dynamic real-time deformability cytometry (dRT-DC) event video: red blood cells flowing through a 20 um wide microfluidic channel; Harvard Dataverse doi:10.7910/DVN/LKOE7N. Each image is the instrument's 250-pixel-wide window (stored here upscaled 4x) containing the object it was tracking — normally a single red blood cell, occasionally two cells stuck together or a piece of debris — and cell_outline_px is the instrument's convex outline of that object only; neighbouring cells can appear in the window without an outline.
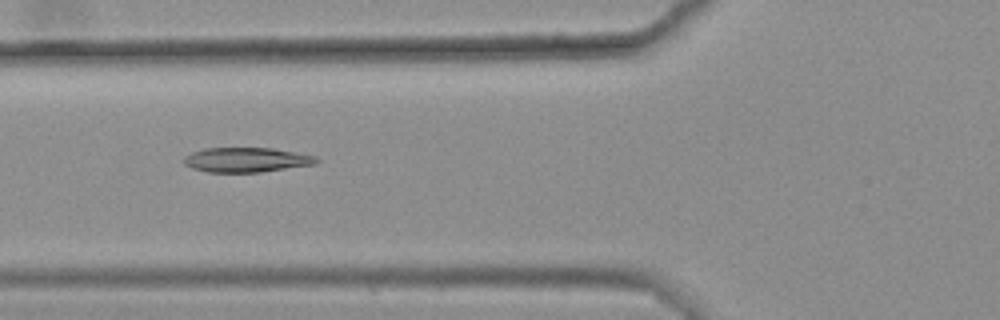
{"species": "common noctule bat (a hibernating species)", "species_latin": "Nyctalus noctula", "temperature_condition": "warm", "stored_images_in_passage": 6, "camera_frame_rate_fps": 3000, "um_per_image_px": 0.085, "animal": {"sex": "female", "body_mass_g": 25.1}, "frame": {"image": 1, "passage_image": 6, "time_ms": 1.667, "image_size_px": [1000, 320], "cell_outline_px": [[320, 160], [316, 164], [260, 172], [208, 172], [192, 168], [184, 164], [184, 156], [192, 152], [204, 148], [272, 148], [316, 156]], "centroid_in_image_um": [20.94, 13.58], "position_along_channel_um": 104.9, "area_um2": 19.02}}